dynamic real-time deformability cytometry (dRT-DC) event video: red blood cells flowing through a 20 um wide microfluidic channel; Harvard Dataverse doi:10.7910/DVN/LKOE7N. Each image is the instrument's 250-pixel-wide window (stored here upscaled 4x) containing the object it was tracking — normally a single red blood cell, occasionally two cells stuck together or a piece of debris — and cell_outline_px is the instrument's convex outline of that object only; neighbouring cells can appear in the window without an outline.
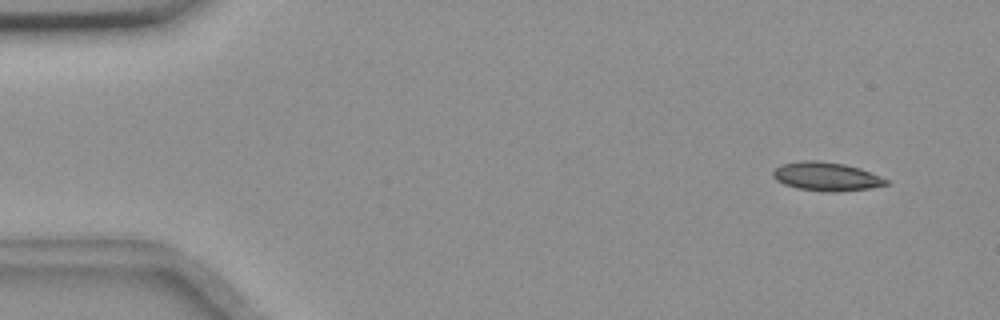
{"species": "common noctule bat (a hibernating species)", "species_latin": "Nyctalus noctula", "temperature_condition": "room temperature", "stored_images_in_passage": 4, "camera_frame_rate_fps": 3000, "um_per_image_px": 0.085, "animal": {"sex": "female", "body_mass_g": 18.4}, "frame": {"image": 1, "passage_image": 1, "time_ms": 0.0, "image_size_px": [1000, 320], "cell_outline_px": [[888, 184], [872, 188], [836, 192], [824, 192], [796, 188], [784, 184], [776, 180], [772, 176], [772, 172], [780, 164], [804, 160], [816, 160], [844, 164], [860, 168], [880, 176], [888, 180]], "centroid_in_image_um": [70.22, 15.01], "position_along_channel_um": 14.8, "area_um2": 19.02}}
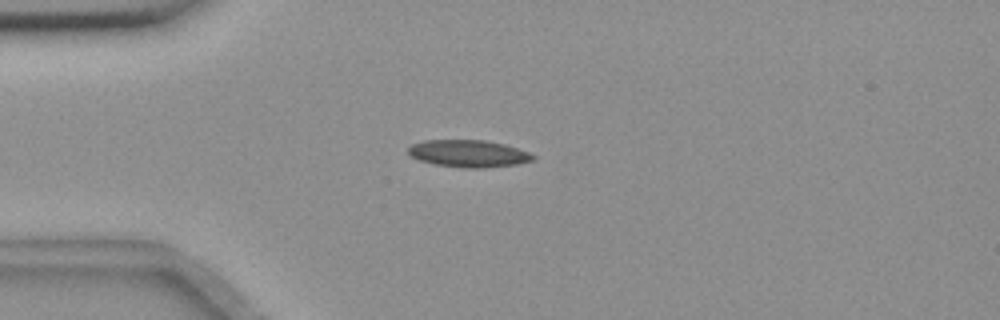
{"frame": {"image": 2, "passage_image": 4, "time_ms": 3.333, "image_size_px": [1000, 320], "cell_outline_px": [[536, 160], [516, 164], [480, 168], [464, 168], [432, 164], [408, 156], [408, 148], [412, 144], [424, 140], [484, 140], [504, 144], [528, 152], [536, 156]], "centroid_in_image_um": [39.8, 13.05], "position_along_channel_um": 45.2, "area_um2": 19.83}}